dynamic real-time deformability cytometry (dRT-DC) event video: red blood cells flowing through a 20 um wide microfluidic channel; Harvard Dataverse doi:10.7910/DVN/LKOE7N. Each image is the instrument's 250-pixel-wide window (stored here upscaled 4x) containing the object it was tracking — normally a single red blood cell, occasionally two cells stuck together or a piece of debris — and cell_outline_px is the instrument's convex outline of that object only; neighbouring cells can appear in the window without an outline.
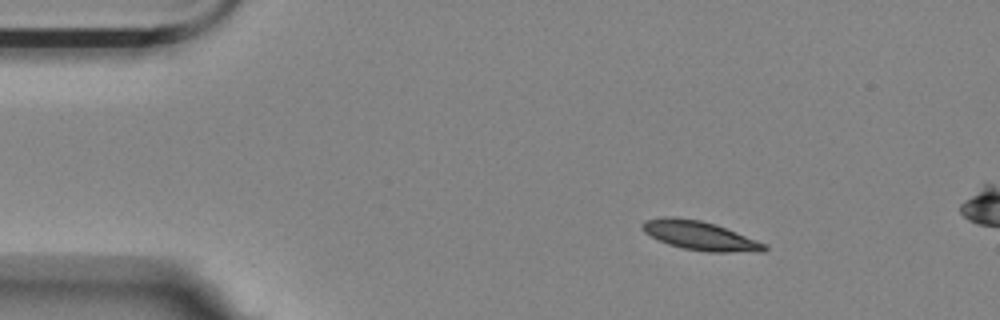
{"species": "Egyptian fruit bat (a non-hibernating species)", "species_latin": "Rousettus aegyptiacus", "temperature_condition": "room temperature", "stored_images_in_passage": 8, "camera_frame_rate_fps": 3000, "um_per_image_px": 0.085, "animal": {"sex": "female"}, "frame": {"image": 1, "passage_image": 1, "time_ms": 0.0, "image_size_px": [1000, 320], "cell_outline_px": [[768, 248], [764, 252], [708, 252], [684, 248], [668, 244], [644, 232], [640, 228], [640, 224], [644, 220], [664, 216], [672, 216], [700, 220], [716, 224], [756, 240], [764, 244]], "centroid_in_image_um": [59.46, 20.02], "position_along_channel_um": 25.5, "area_um2": 20.58}}